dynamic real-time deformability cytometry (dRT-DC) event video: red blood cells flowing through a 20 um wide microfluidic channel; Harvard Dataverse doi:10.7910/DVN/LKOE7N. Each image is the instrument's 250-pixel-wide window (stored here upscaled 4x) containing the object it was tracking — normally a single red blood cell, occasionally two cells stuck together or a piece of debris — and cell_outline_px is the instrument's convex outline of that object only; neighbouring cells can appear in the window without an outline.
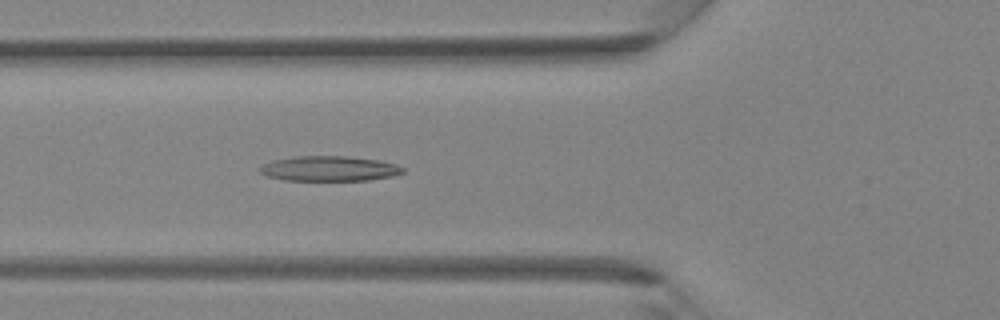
{"species": "Egyptian fruit bat (a non-hibernating species)", "species_latin": "Rousettus aegyptiacus", "temperature_condition": "room temperature", "stored_images_in_passage": 40, "camera_frame_rate_fps": 3000, "um_per_image_px": 0.085, "animal": {"sex": "female"}, "frame": {"image": 1, "passage_image": 14, "time_ms": 4.333, "image_size_px": [1000, 320], "cell_outline_px": [[404, 172], [392, 176], [368, 180], [284, 180], [268, 176], [260, 172], [260, 168], [264, 164], [272, 160], [292, 156], [348, 156], [380, 160], [396, 164], [404, 168]], "centroid_in_image_um": [28.0, 14.32], "position_along_channel_um": 97.8, "area_um2": 20.87}}
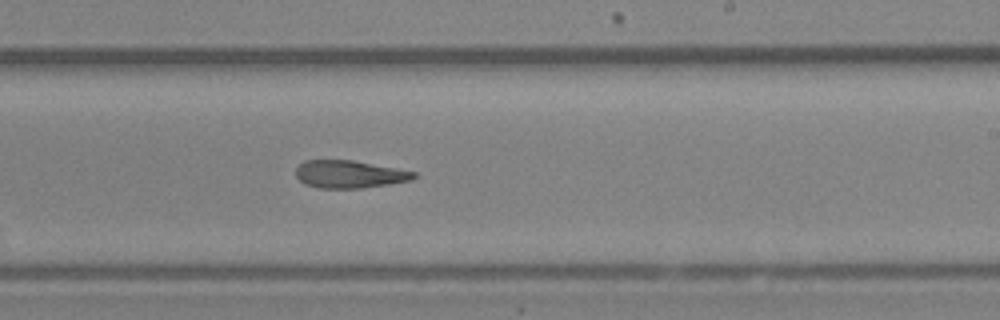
{"frame": {"image": 2, "passage_image": 24, "time_ms": 7.667, "image_size_px": [1000, 320], "cell_outline_px": [[416, 176], [412, 180], [388, 184], [360, 188], [316, 188], [304, 184], [296, 176], [296, 168], [304, 160], [352, 160], [396, 168], [416, 172]], "centroid_in_image_um": [29.67, 14.81], "position_along_channel_um": 259.3, "area_um2": 18.96}}
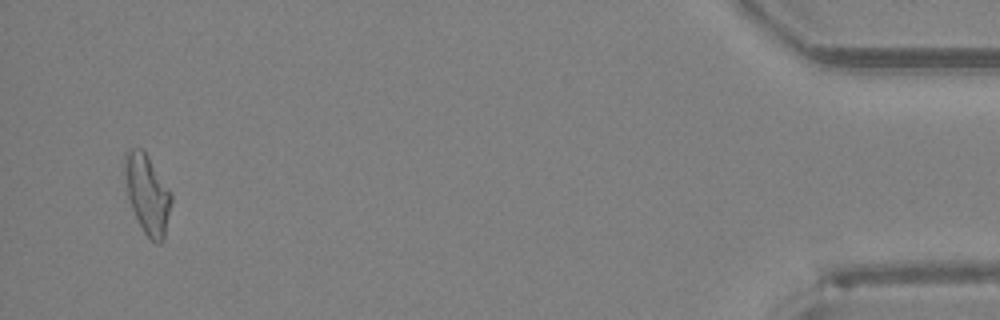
{"frame": {"image": 3, "passage_image": 39, "time_ms": 12.667, "image_size_px": [1000, 320], "cell_outline_px": [[172, 200], [164, 240], [160, 244], [156, 244], [144, 232], [132, 208], [128, 196], [124, 172], [124, 152], [132, 148], [140, 148], [148, 156], [172, 192]], "centroid_in_image_um": [12.54, 16.49], "position_along_channel_um": 422.7, "area_um2": 21.44}}